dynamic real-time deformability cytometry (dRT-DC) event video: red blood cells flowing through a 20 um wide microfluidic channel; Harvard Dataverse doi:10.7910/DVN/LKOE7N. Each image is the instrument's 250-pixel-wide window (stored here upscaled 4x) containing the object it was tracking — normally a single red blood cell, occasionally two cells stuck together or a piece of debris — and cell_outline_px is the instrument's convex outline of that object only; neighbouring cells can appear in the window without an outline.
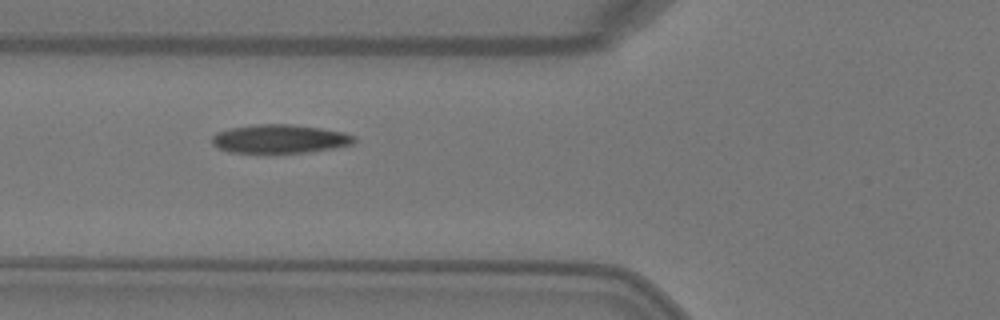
{"species": "Egyptian fruit bat (a non-hibernating species)", "species_latin": "Rousettus aegyptiacus", "temperature_condition": "warm", "stored_images_in_passage": 6, "camera_frame_rate_fps": 3000, "um_per_image_px": 0.085, "animal": {"sex": "female"}, "frame": {"image": 1, "passage_image": 4, "time_ms": 1.0, "image_size_px": [1000, 320], "cell_outline_px": [[356, 140], [352, 144], [336, 148], [308, 152], [228, 152], [212, 144], [212, 136], [216, 132], [232, 128], [256, 124], [292, 124], [320, 128], [344, 132], [356, 136]], "centroid_in_image_um": [23.81, 11.8], "position_along_channel_um": 102.0, "area_um2": 23.64}}